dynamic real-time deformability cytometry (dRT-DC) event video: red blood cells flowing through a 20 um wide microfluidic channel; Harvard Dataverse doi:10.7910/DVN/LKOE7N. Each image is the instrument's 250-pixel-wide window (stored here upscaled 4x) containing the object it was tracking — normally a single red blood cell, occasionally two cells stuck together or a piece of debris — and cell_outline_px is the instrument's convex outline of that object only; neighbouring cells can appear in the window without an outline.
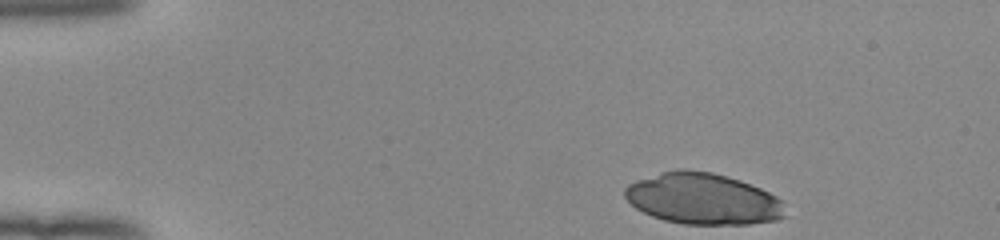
{"species": "human", "species_latin": "Homo sapiens", "temperature_condition": "room temperature", "stored_images_in_passage": 45, "camera_frame_rate_fps": 3000, "um_per_image_px": 0.085, "donor": {"sex": "female"}, "frame": {"image": 1, "passage_image": 1, "time_ms": 0.0, "image_size_px": [1000, 240], "cell_outline_px": [[788, 216], [776, 220], [748, 224], [684, 224], [664, 220], [652, 216], [636, 208], [624, 196], [624, 188], [628, 184], [636, 180], [660, 172], [676, 168], [684, 168], [712, 172], [728, 176], [740, 180], [760, 188], [776, 196], [780, 200]], "centroid_in_image_um": [59.74, 16.88], "position_along_channel_um": 25.3, "area_um2": 48.15}}
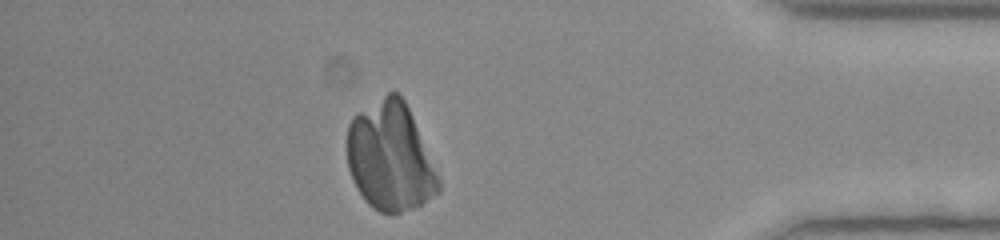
{"frame": {"image": 2, "passage_image": 39, "time_ms": 12.667, "image_size_px": [1000, 240], "cell_outline_px": [[440, 192], [420, 204], [412, 208], [400, 212], [380, 212], [372, 208], [364, 200], [356, 188], [352, 180], [348, 168], [348, 124], [360, 112], [388, 92], [396, 92], [404, 100], [408, 108], [440, 180]], "centroid_in_image_um": [33.15, 13.37], "position_along_channel_um": 402.0, "area_um2": 56.82}}